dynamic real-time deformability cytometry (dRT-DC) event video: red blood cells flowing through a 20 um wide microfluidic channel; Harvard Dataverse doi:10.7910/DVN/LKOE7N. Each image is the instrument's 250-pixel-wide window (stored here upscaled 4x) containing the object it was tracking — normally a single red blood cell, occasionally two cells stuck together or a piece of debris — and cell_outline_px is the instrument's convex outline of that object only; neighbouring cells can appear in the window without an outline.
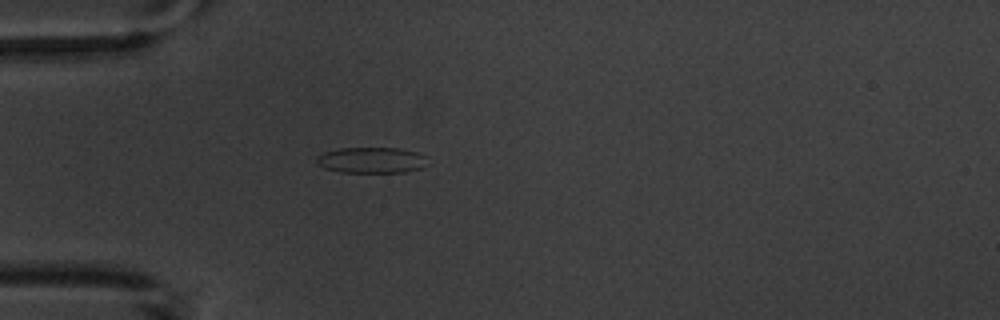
{"species": "common noctule bat (a hibernating species)", "species_latin": "Nyctalus noctula", "temperature_condition": "warm", "stored_images_in_passage": 1, "camera_frame_rate_fps": 3000, "um_per_image_px": 0.085, "animal": {"sex": "male", "body_mass_g": 20.1, "forearm_length_mm": 53.5}, "frame": {"image": 1, "passage_image": 1, "time_ms": 0.0, "image_size_px": [1000, 320], "cell_outline_px": [[424, 156], [420, 168], [404, 172], [340, 172], [324, 168], [316, 164], [316, 156], [324, 152], [340, 148], [396, 148], [416, 152]], "centroid_in_image_um": [31.45, 13.61], "position_along_channel_um": 53.6, "area_um2": 16.42}}